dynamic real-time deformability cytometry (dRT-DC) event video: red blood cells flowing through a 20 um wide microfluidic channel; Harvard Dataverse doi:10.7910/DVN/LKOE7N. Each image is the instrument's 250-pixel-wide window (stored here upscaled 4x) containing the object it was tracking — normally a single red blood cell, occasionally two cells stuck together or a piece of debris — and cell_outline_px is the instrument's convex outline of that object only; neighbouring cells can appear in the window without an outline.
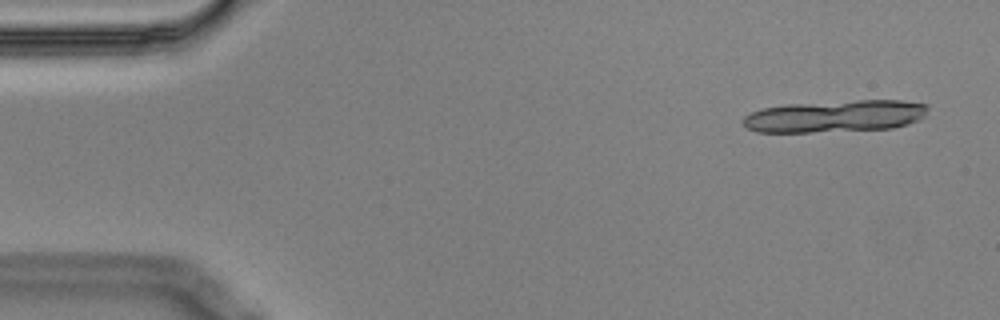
{"species": "Egyptian fruit bat (a non-hibernating species)", "species_latin": "Rousettus aegyptiacus", "temperature_condition": "cold", "stored_images_in_passage": 4, "camera_frame_rate_fps": 3000, "um_per_image_px": 0.085, "animal": {"sex": "male"}, "frame": {"image": 1, "passage_image": 1, "time_ms": 0.0, "image_size_px": [1000, 320], "cell_outline_px": [[928, 108], [924, 116], [920, 120], [908, 124], [892, 128], [812, 132], [756, 132], [748, 128], [740, 120], [744, 116], [752, 112], [764, 108], [788, 104], [856, 100], [900, 100], [928, 104]], "centroid_in_image_um": [71.0, 9.87], "position_along_channel_um": 14.0, "area_um2": 34.56}}
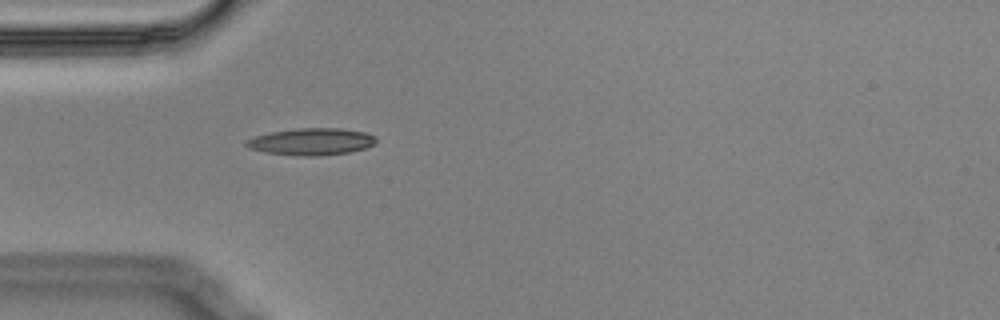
{"frame": {"image": 2, "passage_image": 4, "time_ms": 1.0, "image_size_px": [1000, 320], "cell_outline_px": [[376, 140], [372, 144], [364, 148], [352, 152], [320, 156], [296, 156], [264, 152], [248, 148], [244, 144], [244, 140], [256, 136], [272, 132], [296, 128], [340, 128], [364, 132], [376, 136]], "centroid_in_image_um": [26.44, 12.05], "position_along_channel_um": 58.6, "area_um2": 20.52}}